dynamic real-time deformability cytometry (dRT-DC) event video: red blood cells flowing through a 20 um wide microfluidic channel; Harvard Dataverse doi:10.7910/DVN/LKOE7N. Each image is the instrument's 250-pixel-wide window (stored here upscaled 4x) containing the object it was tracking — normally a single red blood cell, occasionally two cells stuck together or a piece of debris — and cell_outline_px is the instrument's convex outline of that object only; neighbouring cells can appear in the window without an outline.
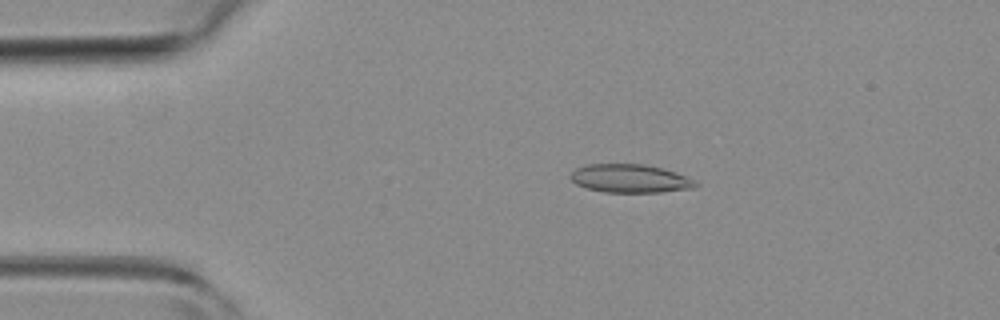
{"species": "common noctule bat (a hibernating species)", "species_latin": "Nyctalus noctula", "temperature_condition": "room temperature", "stored_images_in_passage": 43, "camera_frame_rate_fps": 3000, "um_per_image_px": 0.085, "animal": {"sex": "female", "body_mass_g": 19.3, "forearm_length_mm": 54.1}, "frame": {"image": 1, "passage_image": 8, "time_ms": 2.333, "image_size_px": [1000, 320], "cell_outline_px": [[700, 184], [692, 188], [660, 192], [604, 192], [588, 188], [576, 184], [568, 176], [576, 168], [588, 164], [644, 164], [664, 168], [676, 172]], "centroid_in_image_um": [53.53, 15.16], "position_along_channel_um": 31.5, "area_um2": 20.58}}
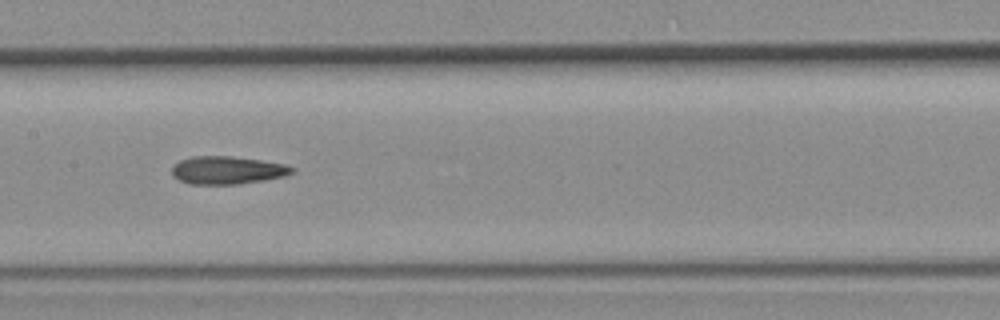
{"frame": {"image": 2, "passage_image": 22, "time_ms": 7.0, "image_size_px": [1000, 320], "cell_outline_px": [[296, 172], [284, 176], [264, 180], [236, 184], [188, 184], [172, 176], [172, 168], [180, 160], [192, 156], [232, 156], [260, 160], [284, 164], [296, 168]], "centroid_in_image_um": [19.34, 14.46], "position_along_channel_um": 188.1, "area_um2": 19.54}}
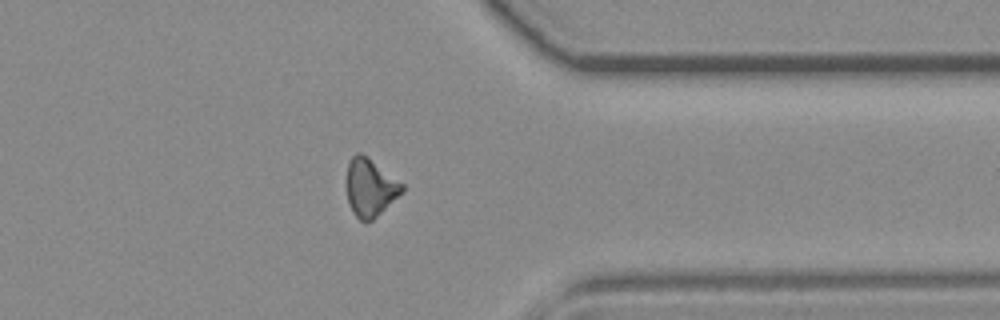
{"frame": {"image": 3, "passage_image": 36, "time_ms": 11.667, "image_size_px": [1000, 320], "cell_outline_px": [[404, 192], [372, 220], [360, 220], [352, 212], [348, 204], [348, 164], [352, 156], [356, 152], [360, 152], [368, 156], [404, 184]], "centroid_in_image_um": [31.49, 15.92], "position_along_channel_um": 379.9, "area_um2": 18.61}, "authors_computed_cell_mechanics": {"area_um2": 19.4208, "velocity_mm_per_s": 4.3293, "shape_relaxation_time_tau1_ms": null, "shape_relaxation_time_tau2_ms": 5.7254, "deformation_change_tau1": null, "deformation_change_tau2": 0.1927}}